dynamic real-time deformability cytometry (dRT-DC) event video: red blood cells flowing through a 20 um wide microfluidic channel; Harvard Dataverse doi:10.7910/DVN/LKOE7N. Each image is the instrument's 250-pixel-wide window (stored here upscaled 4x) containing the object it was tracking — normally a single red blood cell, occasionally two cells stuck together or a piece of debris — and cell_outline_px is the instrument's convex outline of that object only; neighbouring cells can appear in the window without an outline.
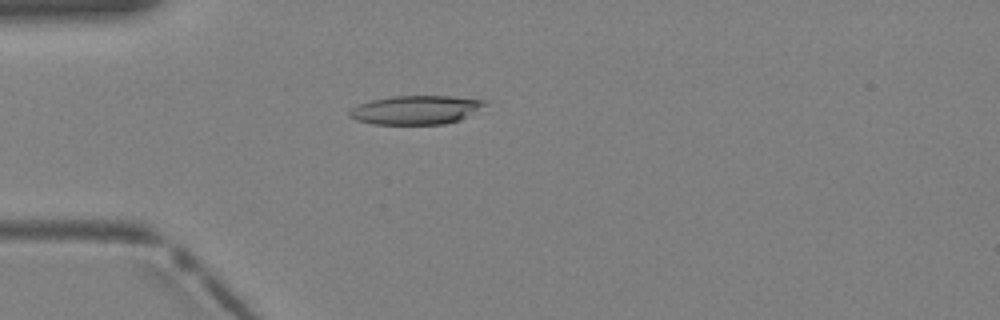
{"species": "Egyptian fruit bat (a non-hibernating species)", "species_latin": "Rousettus aegyptiacus", "temperature_condition": "warm", "stored_images_in_passage": 3, "camera_frame_rate_fps": 3000, "um_per_image_px": 0.085, "animal": {"sex": "female"}, "frame": {"image": 1, "passage_image": 3, "time_ms": 0.667, "image_size_px": [1000, 320], "cell_outline_px": [[488, 104], [460, 120], [444, 124], [372, 124], [356, 120], [348, 116], [348, 112], [352, 108], [360, 104], [372, 100], [392, 96], [452, 96], [488, 100]], "centroid_in_image_um": [35.37, 9.34], "position_along_channel_um": 49.6, "area_um2": 22.77}}